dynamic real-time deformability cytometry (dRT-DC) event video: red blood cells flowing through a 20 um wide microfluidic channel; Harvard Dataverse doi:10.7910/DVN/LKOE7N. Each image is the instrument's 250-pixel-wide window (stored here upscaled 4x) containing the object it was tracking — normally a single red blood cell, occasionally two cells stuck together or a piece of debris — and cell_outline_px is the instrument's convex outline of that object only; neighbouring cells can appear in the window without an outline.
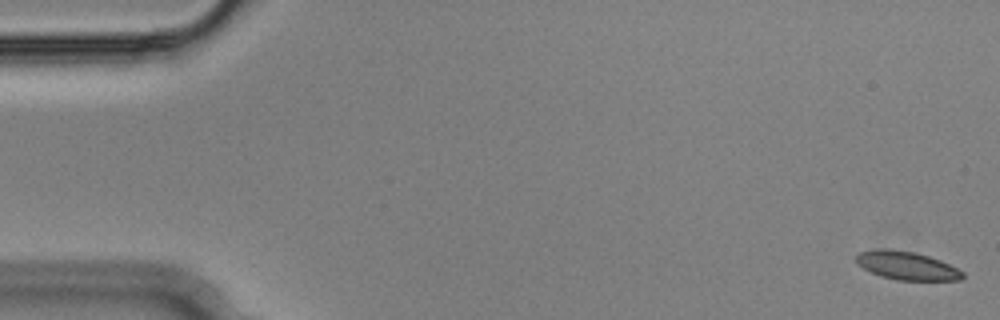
{"species": "Egyptian fruit bat (a non-hibernating species)", "species_latin": "Rousettus aegyptiacus", "temperature_condition": "cold", "stored_images_in_passage": 17, "camera_frame_rate_fps": 3000, "um_per_image_px": 0.085, "animal": {"sex": "male"}, "frame": {"image": 1, "passage_image": 1, "time_ms": 0.0, "image_size_px": [1000, 320], "cell_outline_px": [[964, 276], [960, 280], [896, 280], [880, 276], [856, 264], [856, 252], [876, 248], [892, 248], [912, 252], [928, 256], [940, 260], [964, 272]], "centroid_in_image_um": [77.02, 22.56], "position_along_channel_um": 8.0, "area_um2": 17.69}}
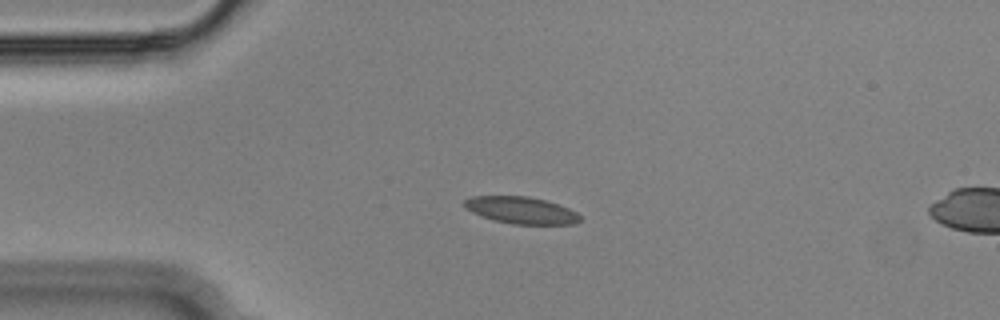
{"frame": {"image": 2, "passage_image": 13, "time_ms": 4.0, "image_size_px": [1000, 320], "cell_outline_px": [[580, 220], [576, 224], [512, 224], [492, 220], [480, 216], [464, 208], [464, 200], [472, 196], [528, 196], [544, 200], [568, 208], [576, 212], [580, 216]], "centroid_in_image_um": [44.26, 17.87], "position_along_channel_um": 40.7, "area_um2": 18.15}}